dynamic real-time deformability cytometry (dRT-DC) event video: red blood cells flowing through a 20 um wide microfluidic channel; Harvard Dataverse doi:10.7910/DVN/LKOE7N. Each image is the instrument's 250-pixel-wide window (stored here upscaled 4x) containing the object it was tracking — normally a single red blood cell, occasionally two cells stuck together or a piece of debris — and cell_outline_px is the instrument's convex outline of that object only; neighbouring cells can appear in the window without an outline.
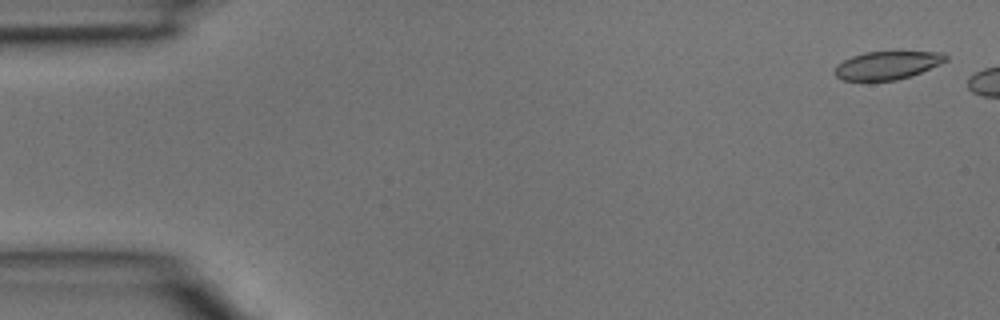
{"species": "common noctule bat (a hibernating species)", "species_latin": "Nyctalus noctula", "temperature_condition": "room temperature", "stored_images_in_passage": 2, "camera_frame_rate_fps": 3000, "um_per_image_px": 0.085, "animal": {"sex": "male", "body_mass_g": 15.6}, "frame": {"image": 1, "passage_image": 1, "time_ms": 0.0, "image_size_px": [1000, 320], "cell_outline_px": [[948, 60], [940, 64], [912, 76], [896, 80], [840, 80], [832, 72], [836, 64], [852, 56], [864, 52], [944, 52], [948, 56]], "centroid_in_image_um": [75.4, 5.55], "position_along_channel_um": 9.6, "area_um2": 18.32}}